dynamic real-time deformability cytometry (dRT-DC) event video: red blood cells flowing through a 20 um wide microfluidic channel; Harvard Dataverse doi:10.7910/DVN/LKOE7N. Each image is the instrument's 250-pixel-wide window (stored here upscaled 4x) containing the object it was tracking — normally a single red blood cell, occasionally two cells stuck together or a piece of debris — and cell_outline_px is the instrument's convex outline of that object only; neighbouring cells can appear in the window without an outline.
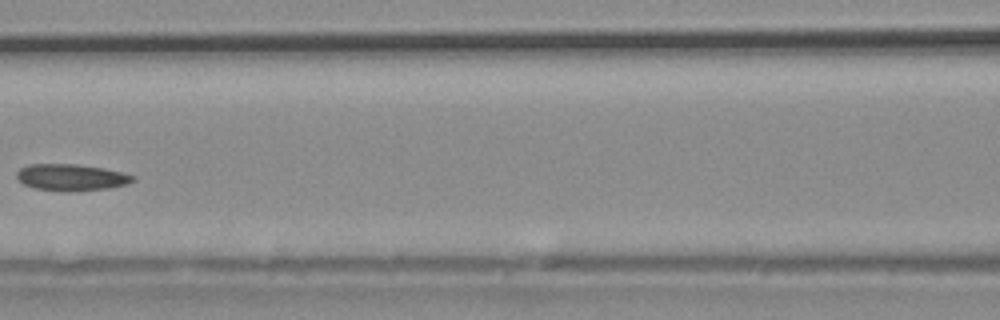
{"species": "common noctule bat (a hibernating species)", "species_latin": "Nyctalus noctula", "temperature_condition": "warm", "stored_images_in_passage": 15, "camera_frame_rate_fps": 3000, "um_per_image_px": 0.085, "animal": {"sex": "male", "body_mass_g": 20.4}, "frame": {"image": 1, "passage_image": 11, "time_ms": 3.333, "image_size_px": [1000, 320], "cell_outline_px": [[136, 180], [128, 184], [108, 188], [36, 188], [24, 184], [16, 176], [16, 172], [20, 168], [28, 164], [76, 164], [104, 168], [124, 172], [136, 176]], "centroid_in_image_um": [6.11, 15.01], "position_along_channel_um": 160.5, "area_um2": 17.11}}